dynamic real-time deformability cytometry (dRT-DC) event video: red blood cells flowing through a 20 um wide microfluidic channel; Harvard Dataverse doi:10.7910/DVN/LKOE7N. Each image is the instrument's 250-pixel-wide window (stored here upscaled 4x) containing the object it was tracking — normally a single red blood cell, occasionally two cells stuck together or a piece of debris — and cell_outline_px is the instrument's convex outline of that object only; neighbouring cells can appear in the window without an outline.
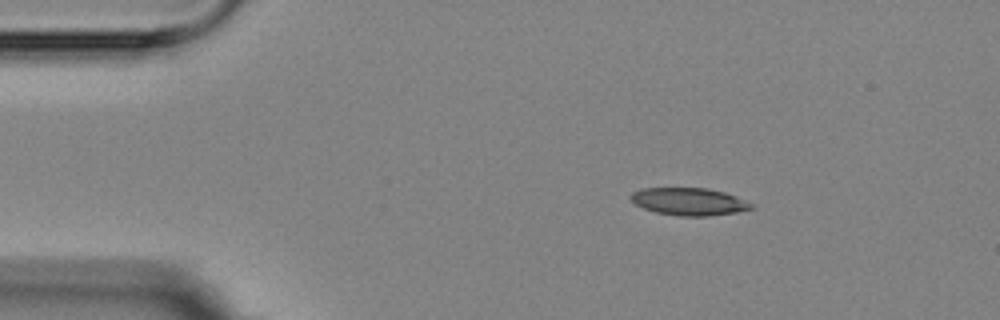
{"species": "Egyptian fruit bat (a non-hibernating species)", "species_latin": "Rousettus aegyptiacus", "temperature_condition": "room temperature", "stored_images_in_passage": 4, "segment_of_instrument_passage": [1, 2], "camera_frame_rate_fps": 3000, "um_per_image_px": 0.085, "animal": {"sex": "female"}, "frame": {"image": 1, "passage_image": 1, "time_ms": 0.0, "image_size_px": [1000, 320], "cell_outline_px": [[756, 204], [752, 208], [736, 212], [708, 216], [680, 216], [656, 212], [644, 208], [636, 204], [628, 196], [632, 192], [644, 188], [708, 188], [724, 192], [736, 196]], "centroid_in_image_um": [58.59, 17.13], "position_along_channel_um": 26.4, "area_um2": 19.31}}